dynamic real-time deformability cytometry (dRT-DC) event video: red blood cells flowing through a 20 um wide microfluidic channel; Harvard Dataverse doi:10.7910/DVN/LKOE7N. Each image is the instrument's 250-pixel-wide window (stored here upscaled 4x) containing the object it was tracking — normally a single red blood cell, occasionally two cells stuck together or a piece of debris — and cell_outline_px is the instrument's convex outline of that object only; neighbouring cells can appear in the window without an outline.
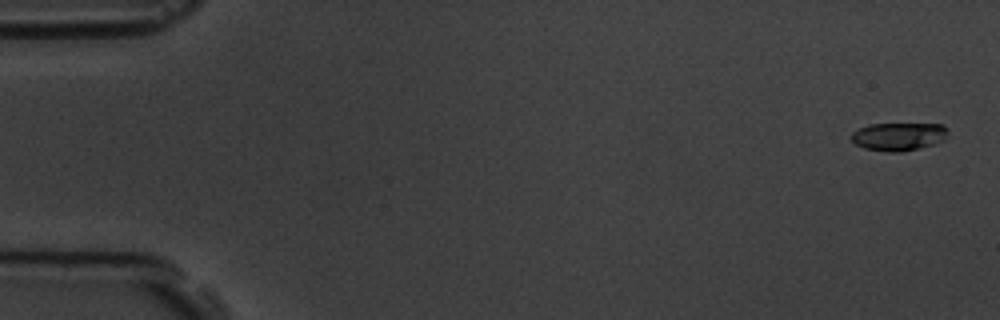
{"species": "common noctule bat (a hibernating species)", "species_latin": "Nyctalus noctula", "temperature_condition": "room temperature", "stored_images_in_passage": 11, "camera_frame_rate_fps": 3000, "um_per_image_px": 0.085, "animal": {"sex": "male", "body_mass_g": 19.5, "forearm_length_mm": 54.6}, "frame": {"image": 1, "passage_image": 1, "time_ms": 0.0, "image_size_px": [1000, 320], "cell_outline_px": [[948, 136], [944, 140], [932, 144], [900, 152], [888, 152], [864, 148], [856, 144], [852, 140], [852, 132], [860, 128], [872, 124], [944, 124], [948, 128]], "centroid_in_image_um": [76.42, 11.59], "position_along_channel_um": 8.6, "area_um2": 15.66}}
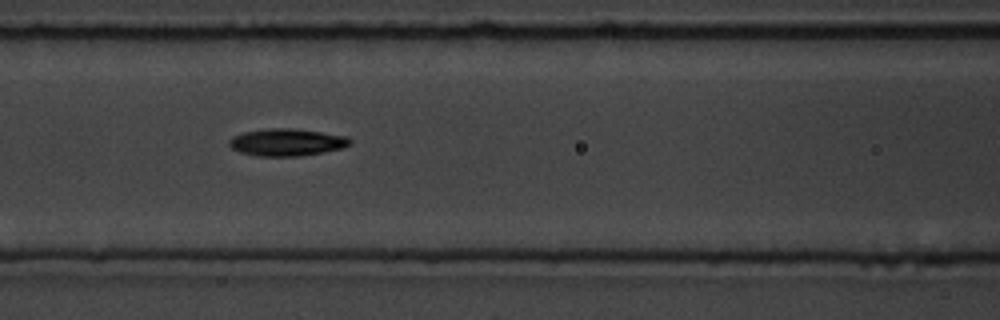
{"frame": {"image": 2, "passage_image": 7, "time_ms": 7.667, "image_size_px": [1000, 320], "cell_outline_px": [[352, 140], [348, 144], [340, 148], [324, 152], [300, 156], [256, 156], [240, 152], [232, 148], [228, 144], [228, 140], [232, 136], [244, 132], [272, 128], [292, 128], [348, 136]], "centroid_in_image_um": [24.34, 12.09], "position_along_channel_um": 142.3, "area_um2": 19.07}}
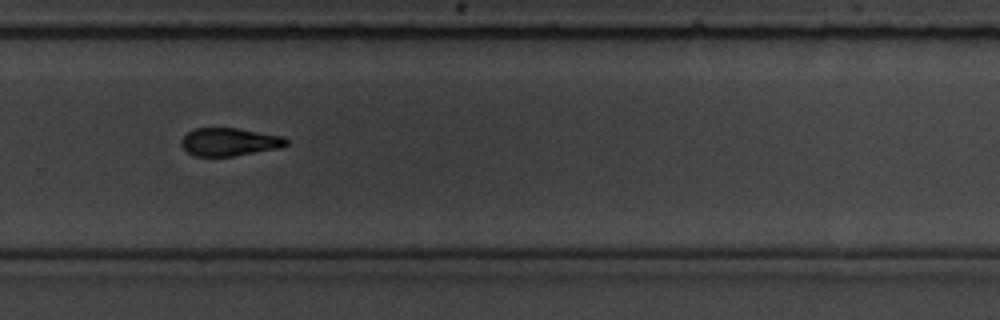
{"frame": {"image": 3, "passage_image": 11, "time_ms": 12.333, "image_size_px": [1000, 320], "cell_outline_px": [[288, 144], [280, 148], [232, 156], [196, 156], [188, 152], [180, 144], [180, 140], [188, 132], [196, 128], [236, 128], [284, 136], [288, 140]], "centroid_in_image_um": [19.51, 12.06], "position_along_channel_um": 310.3, "area_um2": 17.05}}